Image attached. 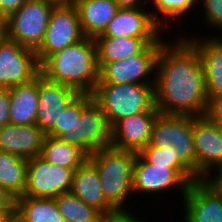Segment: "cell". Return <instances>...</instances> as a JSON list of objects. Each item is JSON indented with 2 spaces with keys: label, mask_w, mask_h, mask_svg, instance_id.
<instances>
[{
  "label": "cell",
  "mask_w": 222,
  "mask_h": 222,
  "mask_svg": "<svg viewBox=\"0 0 222 222\" xmlns=\"http://www.w3.org/2000/svg\"><path fill=\"white\" fill-rule=\"evenodd\" d=\"M21 222H65L55 198L21 196L15 199Z\"/></svg>",
  "instance_id": "cell-24"
},
{
  "label": "cell",
  "mask_w": 222,
  "mask_h": 222,
  "mask_svg": "<svg viewBox=\"0 0 222 222\" xmlns=\"http://www.w3.org/2000/svg\"><path fill=\"white\" fill-rule=\"evenodd\" d=\"M39 73L35 50L6 37L0 42V89L28 83Z\"/></svg>",
  "instance_id": "cell-11"
},
{
  "label": "cell",
  "mask_w": 222,
  "mask_h": 222,
  "mask_svg": "<svg viewBox=\"0 0 222 222\" xmlns=\"http://www.w3.org/2000/svg\"><path fill=\"white\" fill-rule=\"evenodd\" d=\"M71 193L103 216L117 211L107 202L96 167L87 159L73 173Z\"/></svg>",
  "instance_id": "cell-20"
},
{
  "label": "cell",
  "mask_w": 222,
  "mask_h": 222,
  "mask_svg": "<svg viewBox=\"0 0 222 222\" xmlns=\"http://www.w3.org/2000/svg\"><path fill=\"white\" fill-rule=\"evenodd\" d=\"M0 222H21L19 215L14 211L12 214L0 218Z\"/></svg>",
  "instance_id": "cell-39"
},
{
  "label": "cell",
  "mask_w": 222,
  "mask_h": 222,
  "mask_svg": "<svg viewBox=\"0 0 222 222\" xmlns=\"http://www.w3.org/2000/svg\"><path fill=\"white\" fill-rule=\"evenodd\" d=\"M49 3L54 4L55 6L59 5H73L75 0H45Z\"/></svg>",
  "instance_id": "cell-40"
},
{
  "label": "cell",
  "mask_w": 222,
  "mask_h": 222,
  "mask_svg": "<svg viewBox=\"0 0 222 222\" xmlns=\"http://www.w3.org/2000/svg\"><path fill=\"white\" fill-rule=\"evenodd\" d=\"M153 2V6L149 11L152 14V17L155 21L162 27L169 28L168 25L171 23V20H181L188 13L193 12L194 6L198 8V0H148ZM197 3V5H196ZM153 7V8H152ZM192 10V11H191ZM171 19V20H170ZM163 20V21H162ZM168 22V23H167Z\"/></svg>",
  "instance_id": "cell-28"
},
{
  "label": "cell",
  "mask_w": 222,
  "mask_h": 222,
  "mask_svg": "<svg viewBox=\"0 0 222 222\" xmlns=\"http://www.w3.org/2000/svg\"><path fill=\"white\" fill-rule=\"evenodd\" d=\"M40 157L48 163L71 168L73 171L88 159V155L78 146L49 135L44 137Z\"/></svg>",
  "instance_id": "cell-26"
},
{
  "label": "cell",
  "mask_w": 222,
  "mask_h": 222,
  "mask_svg": "<svg viewBox=\"0 0 222 222\" xmlns=\"http://www.w3.org/2000/svg\"><path fill=\"white\" fill-rule=\"evenodd\" d=\"M85 35L82 31L76 6H54L41 45L35 50L40 65L47 57L80 40Z\"/></svg>",
  "instance_id": "cell-8"
},
{
  "label": "cell",
  "mask_w": 222,
  "mask_h": 222,
  "mask_svg": "<svg viewBox=\"0 0 222 222\" xmlns=\"http://www.w3.org/2000/svg\"><path fill=\"white\" fill-rule=\"evenodd\" d=\"M119 8H142L148 7V0H115ZM145 5V6H144Z\"/></svg>",
  "instance_id": "cell-38"
},
{
  "label": "cell",
  "mask_w": 222,
  "mask_h": 222,
  "mask_svg": "<svg viewBox=\"0 0 222 222\" xmlns=\"http://www.w3.org/2000/svg\"><path fill=\"white\" fill-rule=\"evenodd\" d=\"M196 116L159 114L153 124L147 146L163 148L178 158L196 176V155L193 142V121Z\"/></svg>",
  "instance_id": "cell-5"
},
{
  "label": "cell",
  "mask_w": 222,
  "mask_h": 222,
  "mask_svg": "<svg viewBox=\"0 0 222 222\" xmlns=\"http://www.w3.org/2000/svg\"><path fill=\"white\" fill-rule=\"evenodd\" d=\"M85 37L95 39L102 35L119 7L115 0H75Z\"/></svg>",
  "instance_id": "cell-22"
},
{
  "label": "cell",
  "mask_w": 222,
  "mask_h": 222,
  "mask_svg": "<svg viewBox=\"0 0 222 222\" xmlns=\"http://www.w3.org/2000/svg\"><path fill=\"white\" fill-rule=\"evenodd\" d=\"M78 93L64 86L48 80L39 73V100L36 125L45 135L54 128L64 108Z\"/></svg>",
  "instance_id": "cell-16"
},
{
  "label": "cell",
  "mask_w": 222,
  "mask_h": 222,
  "mask_svg": "<svg viewBox=\"0 0 222 222\" xmlns=\"http://www.w3.org/2000/svg\"><path fill=\"white\" fill-rule=\"evenodd\" d=\"M98 66L101 69L106 63L124 60L142 53L150 44H162V38H133L97 36Z\"/></svg>",
  "instance_id": "cell-21"
},
{
  "label": "cell",
  "mask_w": 222,
  "mask_h": 222,
  "mask_svg": "<svg viewBox=\"0 0 222 222\" xmlns=\"http://www.w3.org/2000/svg\"><path fill=\"white\" fill-rule=\"evenodd\" d=\"M57 138L78 146L89 156L99 149L110 147L111 127L101 107L93 100L81 117Z\"/></svg>",
  "instance_id": "cell-7"
},
{
  "label": "cell",
  "mask_w": 222,
  "mask_h": 222,
  "mask_svg": "<svg viewBox=\"0 0 222 222\" xmlns=\"http://www.w3.org/2000/svg\"><path fill=\"white\" fill-rule=\"evenodd\" d=\"M10 124H36L39 100V74L30 82L9 88Z\"/></svg>",
  "instance_id": "cell-23"
},
{
  "label": "cell",
  "mask_w": 222,
  "mask_h": 222,
  "mask_svg": "<svg viewBox=\"0 0 222 222\" xmlns=\"http://www.w3.org/2000/svg\"><path fill=\"white\" fill-rule=\"evenodd\" d=\"M100 222H145V221H142L140 217L137 215V213L132 214L130 213V211H117L116 213H113L111 215L103 216Z\"/></svg>",
  "instance_id": "cell-35"
},
{
  "label": "cell",
  "mask_w": 222,
  "mask_h": 222,
  "mask_svg": "<svg viewBox=\"0 0 222 222\" xmlns=\"http://www.w3.org/2000/svg\"><path fill=\"white\" fill-rule=\"evenodd\" d=\"M74 171L46 162L40 156L28 159L27 183L23 196L56 198L70 192Z\"/></svg>",
  "instance_id": "cell-10"
},
{
  "label": "cell",
  "mask_w": 222,
  "mask_h": 222,
  "mask_svg": "<svg viewBox=\"0 0 222 222\" xmlns=\"http://www.w3.org/2000/svg\"><path fill=\"white\" fill-rule=\"evenodd\" d=\"M139 154L148 163L174 168L189 184L199 180L178 158H173L163 148L146 146Z\"/></svg>",
  "instance_id": "cell-29"
},
{
  "label": "cell",
  "mask_w": 222,
  "mask_h": 222,
  "mask_svg": "<svg viewBox=\"0 0 222 222\" xmlns=\"http://www.w3.org/2000/svg\"><path fill=\"white\" fill-rule=\"evenodd\" d=\"M189 183L169 166L148 163L139 153L133 164L132 189L135 194L158 195L176 189L180 191V199L184 198ZM165 190V191H164Z\"/></svg>",
  "instance_id": "cell-13"
},
{
  "label": "cell",
  "mask_w": 222,
  "mask_h": 222,
  "mask_svg": "<svg viewBox=\"0 0 222 222\" xmlns=\"http://www.w3.org/2000/svg\"><path fill=\"white\" fill-rule=\"evenodd\" d=\"M159 114L155 106L147 113L136 114L118 121L111 128L110 147L139 153L149 144L153 124Z\"/></svg>",
  "instance_id": "cell-15"
},
{
  "label": "cell",
  "mask_w": 222,
  "mask_h": 222,
  "mask_svg": "<svg viewBox=\"0 0 222 222\" xmlns=\"http://www.w3.org/2000/svg\"><path fill=\"white\" fill-rule=\"evenodd\" d=\"M193 142L196 155V177L205 179L211 172L222 168V126L207 116L193 121Z\"/></svg>",
  "instance_id": "cell-12"
},
{
  "label": "cell",
  "mask_w": 222,
  "mask_h": 222,
  "mask_svg": "<svg viewBox=\"0 0 222 222\" xmlns=\"http://www.w3.org/2000/svg\"><path fill=\"white\" fill-rule=\"evenodd\" d=\"M6 37L5 18L0 16V42Z\"/></svg>",
  "instance_id": "cell-41"
},
{
  "label": "cell",
  "mask_w": 222,
  "mask_h": 222,
  "mask_svg": "<svg viewBox=\"0 0 222 222\" xmlns=\"http://www.w3.org/2000/svg\"><path fill=\"white\" fill-rule=\"evenodd\" d=\"M164 30L147 7L119 8L104 33L99 36L161 38Z\"/></svg>",
  "instance_id": "cell-17"
},
{
  "label": "cell",
  "mask_w": 222,
  "mask_h": 222,
  "mask_svg": "<svg viewBox=\"0 0 222 222\" xmlns=\"http://www.w3.org/2000/svg\"><path fill=\"white\" fill-rule=\"evenodd\" d=\"M29 0H0V16L6 18Z\"/></svg>",
  "instance_id": "cell-36"
},
{
  "label": "cell",
  "mask_w": 222,
  "mask_h": 222,
  "mask_svg": "<svg viewBox=\"0 0 222 222\" xmlns=\"http://www.w3.org/2000/svg\"><path fill=\"white\" fill-rule=\"evenodd\" d=\"M212 122L222 126V97L208 98V106L205 113Z\"/></svg>",
  "instance_id": "cell-32"
},
{
  "label": "cell",
  "mask_w": 222,
  "mask_h": 222,
  "mask_svg": "<svg viewBox=\"0 0 222 222\" xmlns=\"http://www.w3.org/2000/svg\"><path fill=\"white\" fill-rule=\"evenodd\" d=\"M10 124V90L0 89V128Z\"/></svg>",
  "instance_id": "cell-33"
},
{
  "label": "cell",
  "mask_w": 222,
  "mask_h": 222,
  "mask_svg": "<svg viewBox=\"0 0 222 222\" xmlns=\"http://www.w3.org/2000/svg\"><path fill=\"white\" fill-rule=\"evenodd\" d=\"M198 3H201V5L204 7L203 8V14L204 17L203 19L208 27L211 29L212 27L216 29V31H219L221 29V34H222V0H198Z\"/></svg>",
  "instance_id": "cell-31"
},
{
  "label": "cell",
  "mask_w": 222,
  "mask_h": 222,
  "mask_svg": "<svg viewBox=\"0 0 222 222\" xmlns=\"http://www.w3.org/2000/svg\"><path fill=\"white\" fill-rule=\"evenodd\" d=\"M45 134L36 125L6 124L0 128V151L25 159L41 154Z\"/></svg>",
  "instance_id": "cell-19"
},
{
  "label": "cell",
  "mask_w": 222,
  "mask_h": 222,
  "mask_svg": "<svg viewBox=\"0 0 222 222\" xmlns=\"http://www.w3.org/2000/svg\"><path fill=\"white\" fill-rule=\"evenodd\" d=\"M135 158V152L112 147L99 149L88 156L98 171L107 202L116 211H128L125 203L134 196L132 178Z\"/></svg>",
  "instance_id": "cell-3"
},
{
  "label": "cell",
  "mask_w": 222,
  "mask_h": 222,
  "mask_svg": "<svg viewBox=\"0 0 222 222\" xmlns=\"http://www.w3.org/2000/svg\"><path fill=\"white\" fill-rule=\"evenodd\" d=\"M112 128L123 118L147 113L155 105V84H97L92 94Z\"/></svg>",
  "instance_id": "cell-4"
},
{
  "label": "cell",
  "mask_w": 222,
  "mask_h": 222,
  "mask_svg": "<svg viewBox=\"0 0 222 222\" xmlns=\"http://www.w3.org/2000/svg\"><path fill=\"white\" fill-rule=\"evenodd\" d=\"M161 46L150 44L140 54L106 63L100 69L97 84H155L156 60Z\"/></svg>",
  "instance_id": "cell-9"
},
{
  "label": "cell",
  "mask_w": 222,
  "mask_h": 222,
  "mask_svg": "<svg viewBox=\"0 0 222 222\" xmlns=\"http://www.w3.org/2000/svg\"><path fill=\"white\" fill-rule=\"evenodd\" d=\"M15 211V198L0 186V218Z\"/></svg>",
  "instance_id": "cell-34"
},
{
  "label": "cell",
  "mask_w": 222,
  "mask_h": 222,
  "mask_svg": "<svg viewBox=\"0 0 222 222\" xmlns=\"http://www.w3.org/2000/svg\"><path fill=\"white\" fill-rule=\"evenodd\" d=\"M91 94H77L70 103L64 108L63 113L56 122L55 128L48 134L57 138L66 128L71 127L76 119H79L83 110L93 101Z\"/></svg>",
  "instance_id": "cell-30"
},
{
  "label": "cell",
  "mask_w": 222,
  "mask_h": 222,
  "mask_svg": "<svg viewBox=\"0 0 222 222\" xmlns=\"http://www.w3.org/2000/svg\"><path fill=\"white\" fill-rule=\"evenodd\" d=\"M55 200L65 222H100L103 217L71 192L60 194Z\"/></svg>",
  "instance_id": "cell-27"
},
{
  "label": "cell",
  "mask_w": 222,
  "mask_h": 222,
  "mask_svg": "<svg viewBox=\"0 0 222 222\" xmlns=\"http://www.w3.org/2000/svg\"><path fill=\"white\" fill-rule=\"evenodd\" d=\"M177 39V40H176ZM162 43L156 60L155 105L160 114L203 116L208 106L197 49L181 34Z\"/></svg>",
  "instance_id": "cell-1"
},
{
  "label": "cell",
  "mask_w": 222,
  "mask_h": 222,
  "mask_svg": "<svg viewBox=\"0 0 222 222\" xmlns=\"http://www.w3.org/2000/svg\"><path fill=\"white\" fill-rule=\"evenodd\" d=\"M185 38L197 49L204 70L208 98L222 97V35ZM207 37V38H206ZM201 38V39H200ZM203 39V40H202Z\"/></svg>",
  "instance_id": "cell-18"
},
{
  "label": "cell",
  "mask_w": 222,
  "mask_h": 222,
  "mask_svg": "<svg viewBox=\"0 0 222 222\" xmlns=\"http://www.w3.org/2000/svg\"><path fill=\"white\" fill-rule=\"evenodd\" d=\"M205 180L218 192L222 197V168L213 171Z\"/></svg>",
  "instance_id": "cell-37"
},
{
  "label": "cell",
  "mask_w": 222,
  "mask_h": 222,
  "mask_svg": "<svg viewBox=\"0 0 222 222\" xmlns=\"http://www.w3.org/2000/svg\"><path fill=\"white\" fill-rule=\"evenodd\" d=\"M182 201L183 222H222V197L205 179L190 183Z\"/></svg>",
  "instance_id": "cell-14"
},
{
  "label": "cell",
  "mask_w": 222,
  "mask_h": 222,
  "mask_svg": "<svg viewBox=\"0 0 222 222\" xmlns=\"http://www.w3.org/2000/svg\"><path fill=\"white\" fill-rule=\"evenodd\" d=\"M28 160L0 151V186L15 199L24 195Z\"/></svg>",
  "instance_id": "cell-25"
},
{
  "label": "cell",
  "mask_w": 222,
  "mask_h": 222,
  "mask_svg": "<svg viewBox=\"0 0 222 222\" xmlns=\"http://www.w3.org/2000/svg\"><path fill=\"white\" fill-rule=\"evenodd\" d=\"M54 4L29 0L5 18L6 38L36 50L42 43Z\"/></svg>",
  "instance_id": "cell-6"
},
{
  "label": "cell",
  "mask_w": 222,
  "mask_h": 222,
  "mask_svg": "<svg viewBox=\"0 0 222 222\" xmlns=\"http://www.w3.org/2000/svg\"><path fill=\"white\" fill-rule=\"evenodd\" d=\"M40 74L78 94L92 95L100 80L95 40L85 37L55 52L40 64Z\"/></svg>",
  "instance_id": "cell-2"
}]
</instances>
